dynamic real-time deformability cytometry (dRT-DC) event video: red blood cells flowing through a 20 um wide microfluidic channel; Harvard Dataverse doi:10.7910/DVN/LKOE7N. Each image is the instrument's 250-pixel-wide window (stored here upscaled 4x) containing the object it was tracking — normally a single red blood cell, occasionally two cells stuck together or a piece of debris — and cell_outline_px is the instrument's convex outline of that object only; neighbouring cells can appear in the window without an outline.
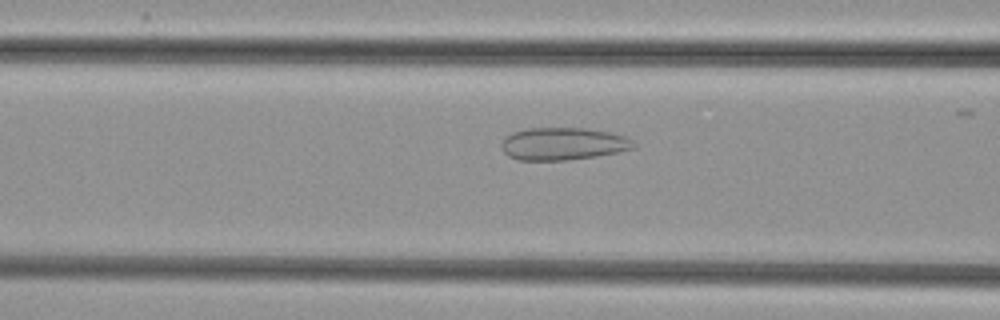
{"species": "common noctule bat (a hibernating species)", "species_latin": "Nyctalus noctula", "temperature_condition": "cold", "stored_images_in_passage": 48, "camera_frame_rate_fps": 3000, "um_per_image_px": 0.085, "animal": {"sex": "female", "body_mass_g": 29.2, "forearm_length_mm": 56.3}, "frame": {"image": 1, "passage_image": 22, "time_ms": 7.0, "image_size_px": [1000, 320], "cell_outline_px": [[636, 148], [596, 156], [564, 160], [516, 160], [508, 156], [504, 152], [500, 144], [512, 132], [528, 128], [584, 128], [612, 132], [624, 136], [632, 140], [636, 144]], "centroid_in_image_um": [47.87, 12.22], "position_along_channel_um": 118.7, "area_um2": 25.03}}
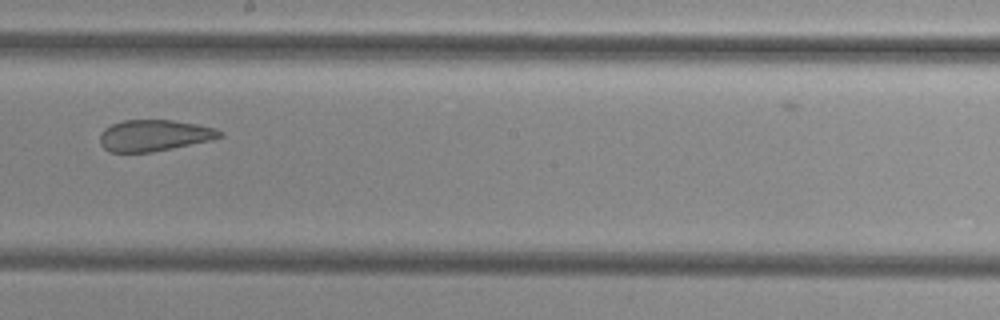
{"frame": {"image": 2, "passage_image": 31, "time_ms": 10.0, "image_size_px": [1000, 320], "cell_outline_px": [[224, 136], [212, 140], [152, 152], [108, 152], [100, 144], [100, 132], [104, 128], [112, 124], [124, 120], [172, 120], [196, 124], [216, 128], [224, 132]], "centroid_in_image_um": [13.11, 11.51], "position_along_channel_um": 235.1, "area_um2": 22.02}}
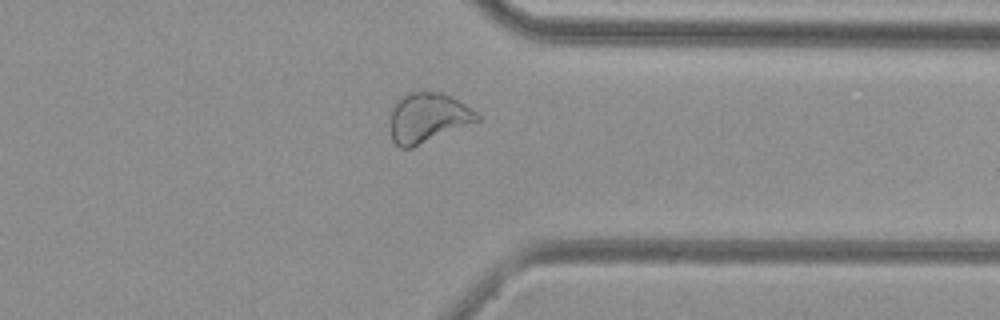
{"frame": {"image": 3, "passage_image": 42, "time_ms": 13.667, "image_size_px": [1000, 320], "cell_outline_px": [[480, 120], [412, 148], [400, 148], [392, 140], [392, 104], [400, 96], [412, 92], [440, 92], [464, 104], [476, 112], [480, 116]], "centroid_in_image_um": [36.35, 10.01], "position_along_channel_um": 375.1, "area_um2": 24.8}}